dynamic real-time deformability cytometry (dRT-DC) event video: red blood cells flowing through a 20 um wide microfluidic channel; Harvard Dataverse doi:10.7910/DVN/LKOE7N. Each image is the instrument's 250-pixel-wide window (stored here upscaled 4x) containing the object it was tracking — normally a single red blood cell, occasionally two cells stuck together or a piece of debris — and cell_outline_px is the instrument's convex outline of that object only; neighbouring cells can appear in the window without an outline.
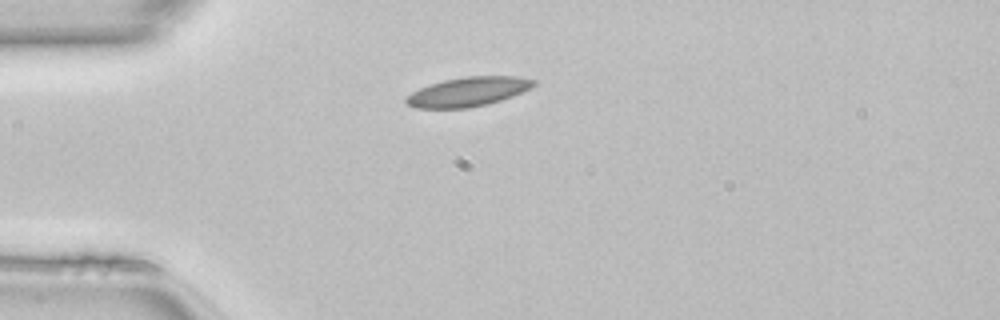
{"species": "common noctule bat (a hibernating species)", "species_latin": "Nyctalus noctula", "temperature_condition": "room temperature", "stored_images_in_passage": 38, "camera_frame_rate_fps": 3000, "um_per_image_px": 0.085, "animal": {"sex": "female", "body_mass_g": 22.7, "forearm_length_mm": 54.2}, "frame": {"image": 1, "passage_image": 1, "time_ms": 0.0, "image_size_px": [1000, 320], "cell_outline_px": [[536, 84], [532, 88], [512, 96], [488, 104], [468, 108], [416, 108], [408, 104], [404, 100], [412, 92], [428, 84], [444, 80], [464, 76], [516, 76], [536, 80]], "centroid_in_image_um": [39.8, 7.79], "position_along_channel_um": 45.2, "area_um2": 21.79}}
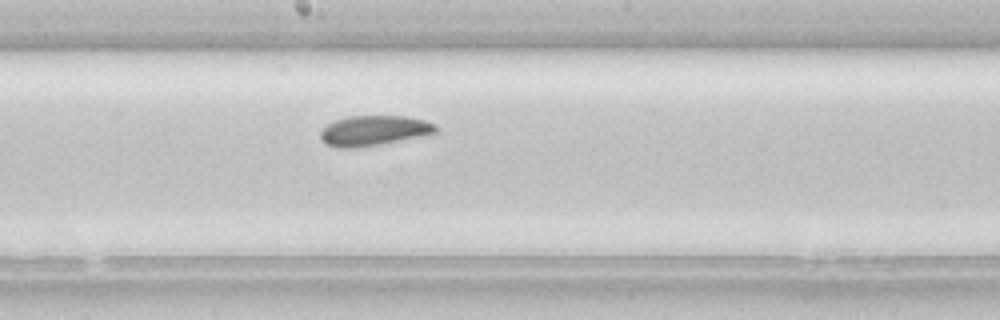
{"frame": {"image": 2, "passage_image": 15, "time_ms": 4.667, "image_size_px": [1000, 320], "cell_outline_px": [[436, 132], [380, 144], [352, 148], [336, 148], [324, 144], [320, 140], [320, 132], [328, 124], [336, 120], [348, 116], [404, 116], [424, 120], [432, 124], [436, 128]], "centroid_in_image_um": [31.67, 11.1], "position_along_channel_um": 216.5, "area_um2": 19.88}}
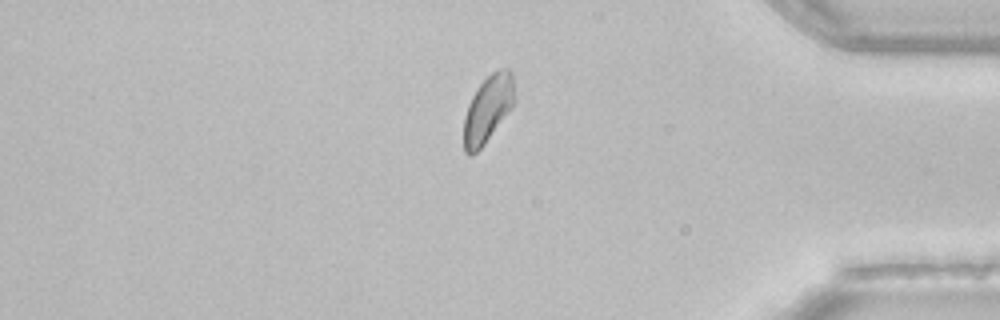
{"frame": {"image": 3, "passage_image": 30, "time_ms": 9.667, "image_size_px": [1000, 320], "cell_outline_px": [[516, 100], [512, 108], [484, 144], [476, 152], [468, 156], [464, 152], [464, 116], [468, 104], [472, 96], [480, 84], [496, 68], [508, 68], [512, 76]], "centroid_in_image_um": [41.48, 9.25], "position_along_channel_um": 393.7, "area_um2": 19.83}, "authors_computed_cell_mechanics": {"area_um2": 20.2011, "velocity_mm_per_s": 4.1057, "shape_relaxation_time_tau1_ms": 6.8925, "shape_relaxation_time_tau2_ms": 8.4955, "deformation_change_tau1": 0.1161, "deformation_change_tau2": 0.1021}}